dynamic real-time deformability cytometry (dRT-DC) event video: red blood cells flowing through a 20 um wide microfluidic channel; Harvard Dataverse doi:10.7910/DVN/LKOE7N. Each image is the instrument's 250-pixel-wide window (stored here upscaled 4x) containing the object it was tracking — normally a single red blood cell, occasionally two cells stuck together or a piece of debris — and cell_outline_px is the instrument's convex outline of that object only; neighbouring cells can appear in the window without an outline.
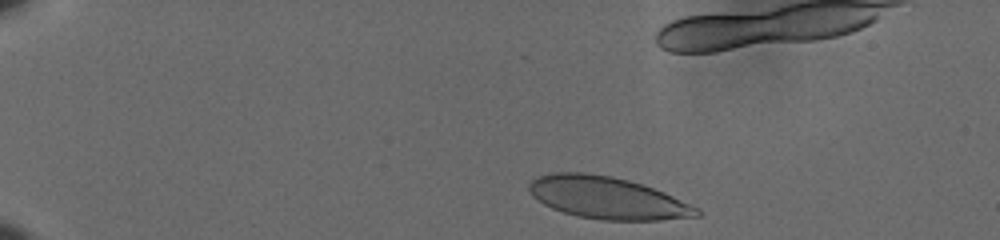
{"species": "human", "species_latin": "Homo sapiens", "temperature_condition": "cold", "stored_images_in_passage": 42, "camera_frame_rate_fps": 3000, "um_per_image_px": 0.085, "donor": {"sex": "male"}, "frame": {"image": 1, "passage_image": 2, "time_ms": 0.333, "image_size_px": [1000, 240], "cell_outline_px": [[700, 216], [660, 220], [600, 220], [576, 216], [552, 208], [544, 204], [532, 196], [528, 188], [528, 184], [536, 176], [552, 172], [584, 172], [612, 176], [628, 180], [664, 192], [700, 208]], "centroid_in_image_um": [51.6, 16.81], "position_along_channel_um": 33.4, "area_um2": 41.27}}
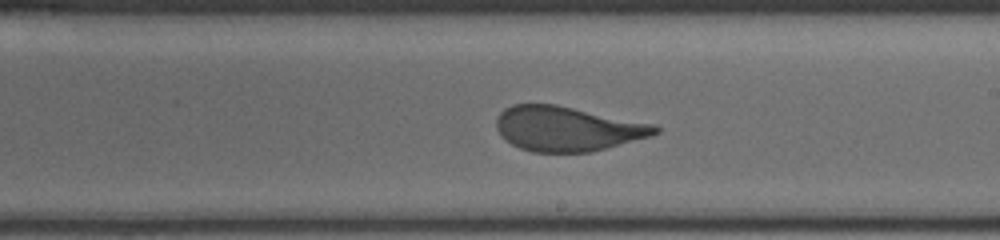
{"frame": {"image": 2, "passage_image": 27, "time_ms": 8.667, "image_size_px": [1000, 240], "cell_outline_px": [[660, 132], [652, 136], [608, 148], [588, 152], [532, 152], [520, 148], [504, 140], [496, 128], [496, 120], [500, 112], [504, 108], [512, 104], [556, 104], [656, 124], [660, 128]], "centroid_in_image_um": [48.24, 10.94], "position_along_channel_um": 240.8, "area_um2": 41.73}}
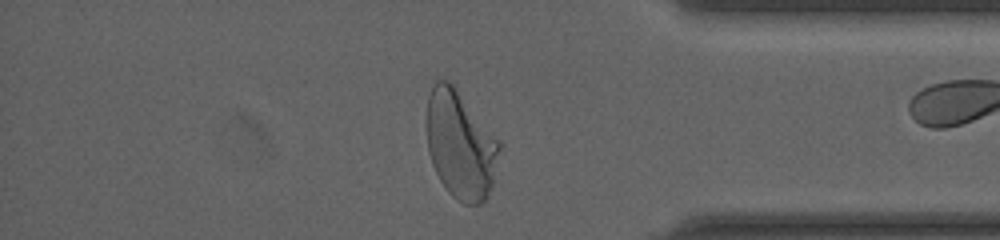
{"frame": {"image": 3, "passage_image": 41, "time_ms": 13.333, "image_size_px": [1000, 240], "cell_outline_px": [[500, 148], [492, 184], [484, 200], [480, 204], [464, 204], [456, 200], [444, 188], [432, 164], [428, 152], [428, 96], [436, 80], [448, 80], [456, 88], [500, 144]], "centroid_in_image_um": [39.11, 12.35], "position_along_channel_um": 396.1, "area_um2": 44.68}}